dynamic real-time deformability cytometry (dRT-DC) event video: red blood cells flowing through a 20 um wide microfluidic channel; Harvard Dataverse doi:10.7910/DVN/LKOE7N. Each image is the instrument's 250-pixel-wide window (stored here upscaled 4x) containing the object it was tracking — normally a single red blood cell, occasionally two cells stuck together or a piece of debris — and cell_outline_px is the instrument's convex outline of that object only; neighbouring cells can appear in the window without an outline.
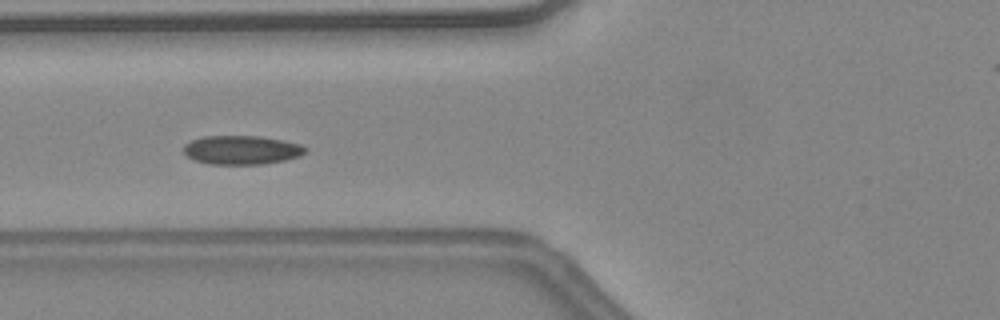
{"species": "common noctule bat (a hibernating species)", "species_latin": "Nyctalus noctula", "temperature_condition": "warm", "stored_images_in_passage": 50, "camera_frame_rate_fps": 3000, "um_per_image_px": 0.085, "animal": {"sex": "female", "body_mass_g": 24.6, "forearm_length_mm": 56.2}, "frame": {"image": 1, "passage_image": 22, "time_ms": 7.0, "image_size_px": [1000, 320], "cell_outline_px": [[308, 148], [300, 156], [284, 160], [264, 164], [208, 164], [196, 160], [188, 156], [184, 152], [184, 144], [192, 140], [204, 136], [260, 136], [284, 140], [300, 144]], "centroid_in_image_um": [20.55, 12.74], "position_along_channel_um": 105.2, "area_um2": 20.46}, "authors_computed_cell_mechanics": {"area_um2": 19.9121, "velocity_mm_per_s": 4.5049, "shape_relaxation_time_tau1_ms": 2.6005, "shape_relaxation_time_tau2_ms": 9.4638, "deformation_change_tau1": 0.0677, "deformation_change_tau2": 0.1389}}